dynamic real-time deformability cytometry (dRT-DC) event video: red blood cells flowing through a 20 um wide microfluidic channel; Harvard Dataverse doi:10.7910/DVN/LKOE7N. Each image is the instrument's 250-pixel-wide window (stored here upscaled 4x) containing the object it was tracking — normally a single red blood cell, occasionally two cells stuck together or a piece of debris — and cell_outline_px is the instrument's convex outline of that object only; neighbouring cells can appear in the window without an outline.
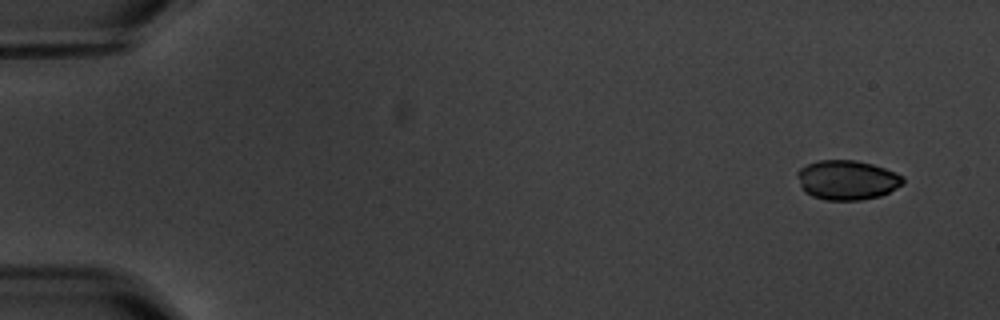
{"species": "common noctule bat (a hibernating species)", "species_latin": "Nyctalus noctula", "temperature_condition": "warm", "stored_images_in_passage": 5, "camera_frame_rate_fps": 3000, "um_per_image_px": 0.085, "animal": {"sex": "male", "body_mass_g": 20.1, "forearm_length_mm": 53.5}, "frame": {"image": 1, "passage_image": 1, "time_ms": 0.0, "image_size_px": [1000, 320], "cell_outline_px": [[904, 184], [880, 196], [860, 200], [824, 200], [812, 196], [804, 192], [796, 176], [796, 172], [800, 168], [808, 164], [820, 160], [856, 160], [872, 164], [884, 168], [904, 176]], "centroid_in_image_um": [71.99, 15.3], "position_along_channel_um": 13.0, "area_um2": 24.45}}
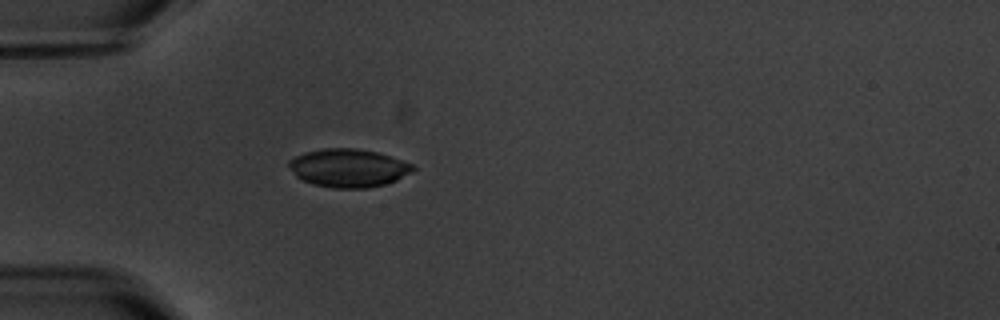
{"frame": {"image": 2, "passage_image": 5, "time_ms": 4.667, "image_size_px": [1000, 320], "cell_outline_px": [[416, 168], [412, 172], [396, 180], [384, 184], [368, 188], [332, 188], [312, 184], [300, 180], [296, 176], [288, 164], [288, 160], [304, 152], [324, 148], [356, 148], [376, 152], [412, 164]], "centroid_in_image_um": [29.58, 14.28], "position_along_channel_um": 55.4, "area_um2": 27.57}}